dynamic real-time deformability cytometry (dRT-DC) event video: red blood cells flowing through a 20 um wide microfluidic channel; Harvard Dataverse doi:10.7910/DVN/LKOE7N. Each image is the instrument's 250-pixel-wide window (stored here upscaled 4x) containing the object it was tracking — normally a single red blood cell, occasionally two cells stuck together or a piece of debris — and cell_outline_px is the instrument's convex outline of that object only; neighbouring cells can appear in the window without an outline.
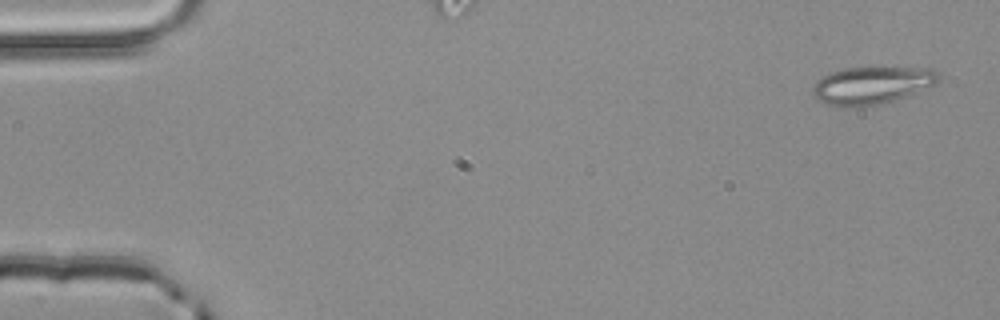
{"species": "common noctule bat (a hibernating species)", "species_latin": "Nyctalus noctula", "temperature_condition": "room temperature", "stored_images_in_passage": 4, "camera_frame_rate_fps": 3000, "um_per_image_px": 0.085, "animal": {"sex": "male", "body_mass_g": 20.4}, "frame": {"image": 1, "passage_image": 1, "time_ms": 0.0, "image_size_px": [1000, 320], "cell_outline_px": [[940, 80], [908, 96], [884, 104], [856, 108], [852, 108], [828, 104], [812, 96], [812, 88], [816, 80], [820, 76], [844, 68], [932, 68], [940, 72]], "centroid_in_image_um": [74.08, 7.27], "position_along_channel_um": 10.9, "area_um2": 27.74}}
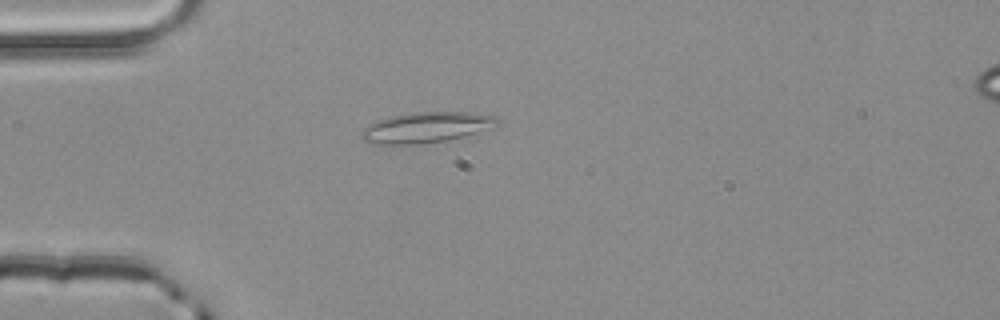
{"frame": {"image": 2, "passage_image": 4, "time_ms": 1.0, "image_size_px": [1000, 320], "cell_outline_px": [[500, 124], [464, 136], [448, 140], [424, 144], [372, 144], [364, 140], [360, 136], [360, 132], [368, 124], [376, 120], [408, 112], [468, 112], [496, 116]], "centroid_in_image_um": [36.18, 10.83], "position_along_channel_um": 48.8, "area_um2": 24.33}}